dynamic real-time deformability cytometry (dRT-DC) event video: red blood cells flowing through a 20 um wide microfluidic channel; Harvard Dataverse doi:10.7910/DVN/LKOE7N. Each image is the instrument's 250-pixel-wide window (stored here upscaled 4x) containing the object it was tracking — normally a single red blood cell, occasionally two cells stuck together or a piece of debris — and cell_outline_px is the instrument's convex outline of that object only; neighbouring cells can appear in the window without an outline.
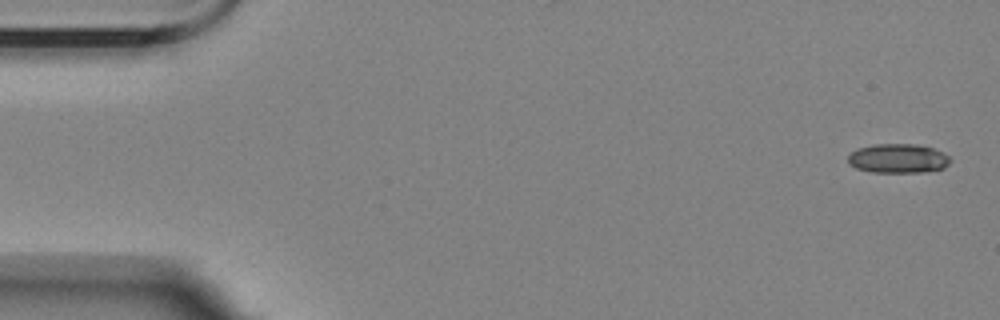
{"species": "Egyptian fruit bat (a non-hibernating species)", "species_latin": "Rousettus aegyptiacus", "temperature_condition": "room temperature", "stored_images_in_passage": 6, "camera_frame_rate_fps": 3000, "um_per_image_px": 0.085, "animal": {"sex": "female"}, "frame": {"image": 1, "passage_image": 1, "time_ms": 0.0, "image_size_px": [1000, 320], "cell_outline_px": [[952, 160], [944, 168], [924, 172], [872, 172], [856, 168], [848, 164], [848, 156], [856, 148], [872, 144], [916, 144], [932, 148], [948, 156]], "centroid_in_image_um": [76.3, 13.47], "position_along_channel_um": 8.7, "area_um2": 17.46}}
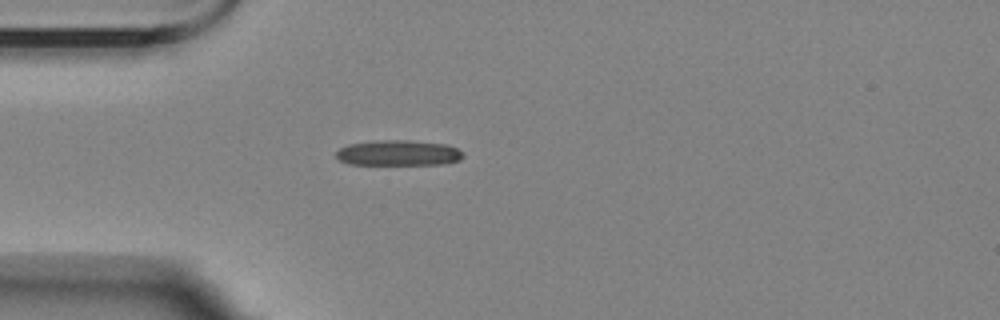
{"frame": {"image": 2, "passage_image": 5, "time_ms": 4.667, "image_size_px": [1000, 320], "cell_outline_px": [[464, 156], [460, 160], [444, 164], [352, 164], [340, 160], [336, 156], [336, 152], [340, 148], [348, 144], [380, 140], [408, 140], [448, 144], [464, 152]], "centroid_in_image_um": [33.91, 12.99], "position_along_channel_um": 51.1, "area_um2": 18.84}}